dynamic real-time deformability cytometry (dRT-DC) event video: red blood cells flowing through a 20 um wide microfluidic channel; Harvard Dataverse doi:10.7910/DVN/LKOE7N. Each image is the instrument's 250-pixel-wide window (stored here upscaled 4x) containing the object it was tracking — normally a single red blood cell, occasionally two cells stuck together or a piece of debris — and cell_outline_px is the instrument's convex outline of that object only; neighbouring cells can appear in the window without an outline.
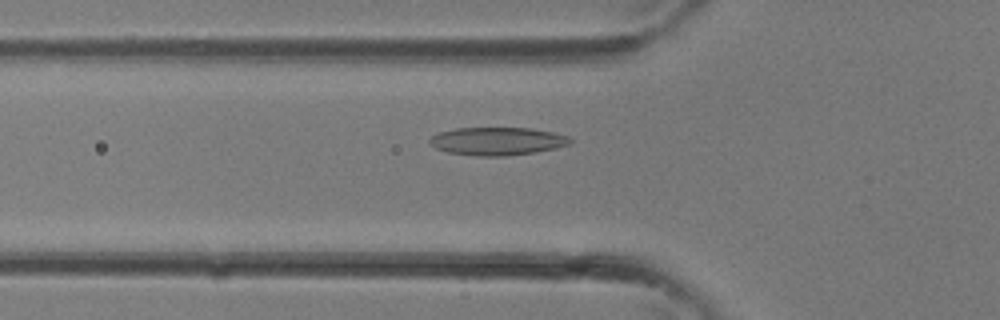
{"species": "common noctule bat (a hibernating species)", "species_latin": "Nyctalus noctula", "temperature_condition": "room temperature", "stored_images_in_passage": 34, "camera_frame_rate_fps": 3000, "um_per_image_px": 0.085, "animal": {"sex": "female"}, "frame": {"image": 1, "passage_image": 12, "time_ms": 3.667, "image_size_px": [1000, 320], "cell_outline_px": [[572, 144], [556, 148], [536, 152], [504, 156], [476, 156], [448, 152], [436, 148], [428, 144], [428, 140], [432, 136], [440, 132], [456, 128], [532, 128], [552, 132], [568, 136], [572, 140]], "centroid_in_image_um": [42.28, 12.0], "position_along_channel_um": 83.5, "area_um2": 23.0}}
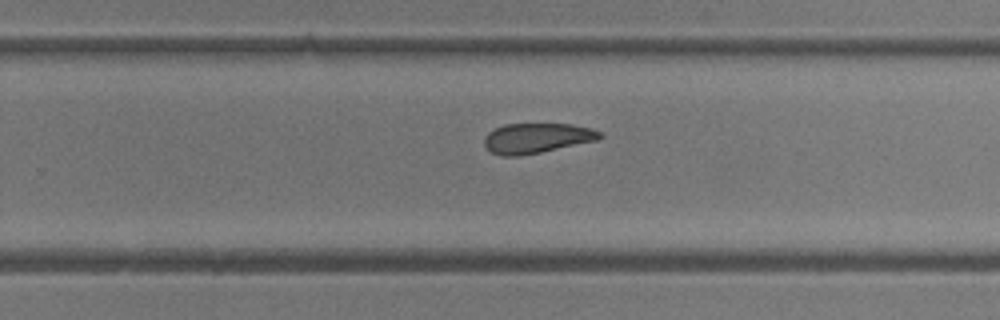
{"frame": {"image": 2, "passage_image": 22, "time_ms": 7.0, "image_size_px": [1000, 320], "cell_outline_px": [[604, 136], [600, 140], [520, 156], [504, 156], [492, 152], [484, 144], [484, 136], [488, 132], [504, 124], [572, 124], [592, 128], [600, 132]], "centroid_in_image_um": [45.66, 11.73], "position_along_channel_um": 284.1, "area_um2": 20.29}}
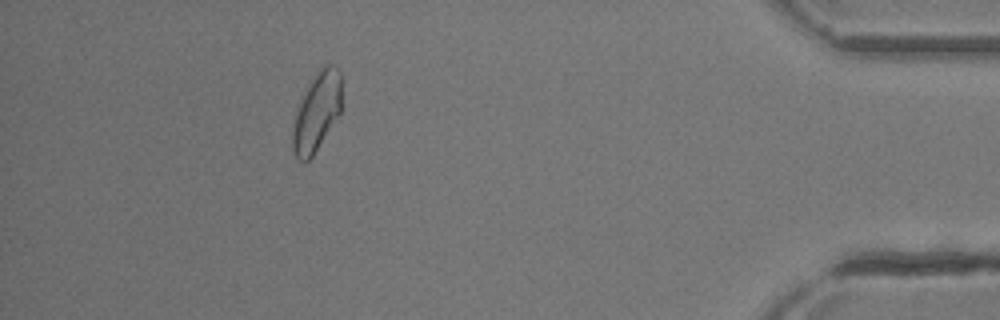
{"frame": {"image": 3, "passage_image": 31, "time_ms": 10.0, "image_size_px": [1000, 320], "cell_outline_px": [[340, 112], [312, 156], [308, 160], [300, 160], [292, 152], [292, 132], [300, 100], [308, 84], [316, 72], [324, 64], [332, 64], [340, 72]], "centroid_in_image_um": [26.9, 9.48], "position_along_channel_um": 408.3, "area_um2": 21.85}}